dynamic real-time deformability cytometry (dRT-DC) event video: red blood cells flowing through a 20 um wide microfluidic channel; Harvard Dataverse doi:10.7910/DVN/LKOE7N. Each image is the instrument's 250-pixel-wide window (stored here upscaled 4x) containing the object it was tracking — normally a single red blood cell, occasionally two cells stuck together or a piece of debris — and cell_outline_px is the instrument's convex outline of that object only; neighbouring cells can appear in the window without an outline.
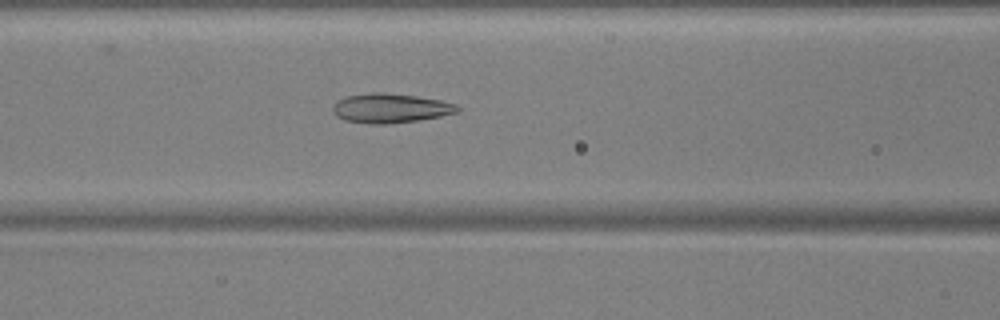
{"species": "common noctule bat (a hibernating species)", "species_latin": "Nyctalus noctula", "temperature_condition": "warm", "stored_images_in_passage": 47, "camera_frame_rate_fps": 3000, "um_per_image_px": 0.085, "animal": {"sex": "male", "body_mass_g": 17.9, "forearm_length_mm": 54.2}, "frame": {"image": 1, "passage_image": 18, "time_ms": 5.667, "image_size_px": [1000, 320], "cell_outline_px": [[460, 112], [440, 116], [416, 120], [388, 124], [368, 124], [344, 120], [336, 116], [332, 112], [332, 104], [336, 100], [348, 96], [372, 92], [384, 92], [416, 96], [440, 100], [456, 104], [460, 108]], "centroid_in_image_um": [33.15, 9.19], "position_along_channel_um": 133.5, "area_um2": 21.5}}
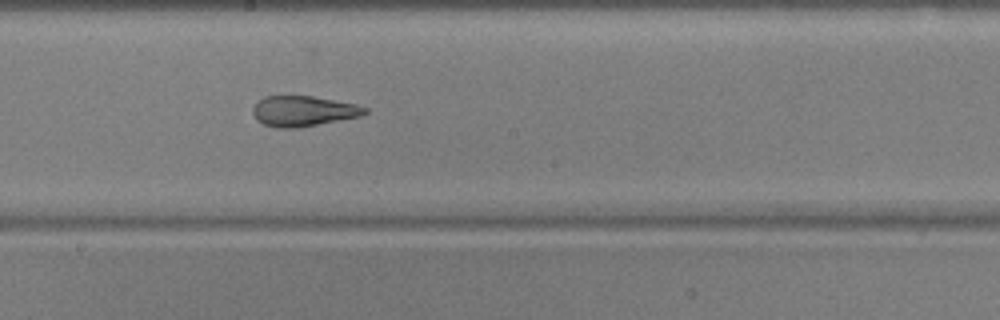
{"frame": {"image": 2, "passage_image": 25, "time_ms": 8.0, "image_size_px": [1000, 320], "cell_outline_px": [[368, 112], [360, 116], [296, 128], [276, 128], [264, 124], [256, 120], [252, 112], [252, 108], [256, 100], [264, 96], [312, 96], [356, 104], [368, 108]], "centroid_in_image_um": [25.73, 9.43], "position_along_channel_um": 222.5, "area_um2": 19.88}}
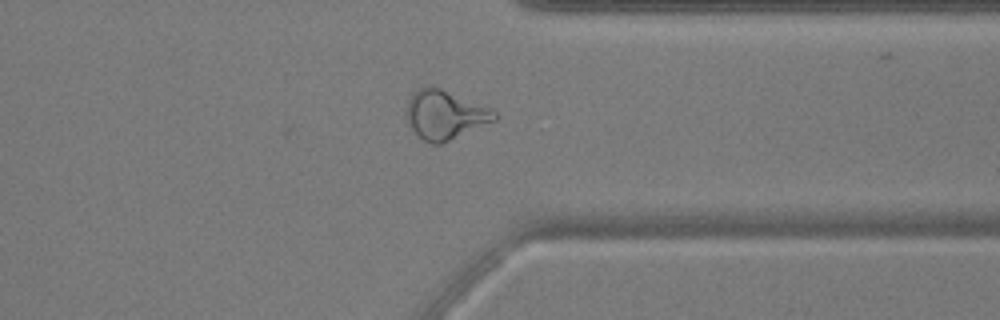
{"frame": {"image": 3, "passage_image": 37, "time_ms": 12.0, "image_size_px": [1000, 320], "cell_outline_px": [[500, 116], [496, 120], [440, 144], [432, 144], [416, 136], [408, 124], [408, 100], [412, 92], [416, 88], [428, 84], [432, 84], [492, 108]], "centroid_in_image_um": [37.82, 9.72], "position_along_channel_um": 373.6, "area_um2": 25.49}, "authors_computed_cell_mechanics": {"area_um2": 22.1374, "velocity_mm_per_s": 3.8164, "shape_relaxation_time_tau1_ms": null, "shape_relaxation_time_tau2_ms": 2.3821, "deformation_change_tau1": null, "deformation_change_tau2": 0.0974}}